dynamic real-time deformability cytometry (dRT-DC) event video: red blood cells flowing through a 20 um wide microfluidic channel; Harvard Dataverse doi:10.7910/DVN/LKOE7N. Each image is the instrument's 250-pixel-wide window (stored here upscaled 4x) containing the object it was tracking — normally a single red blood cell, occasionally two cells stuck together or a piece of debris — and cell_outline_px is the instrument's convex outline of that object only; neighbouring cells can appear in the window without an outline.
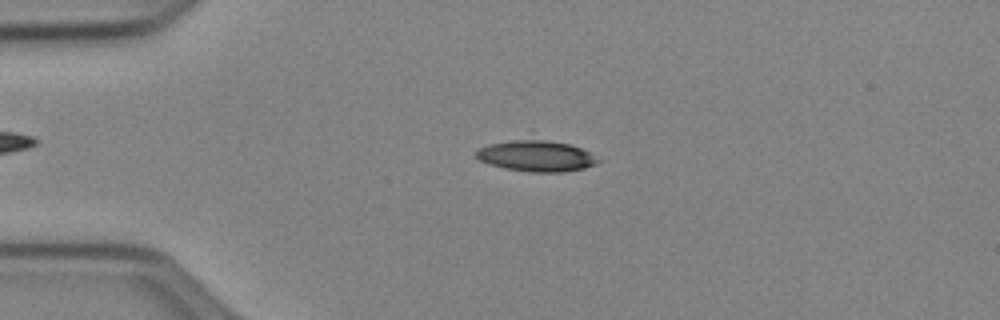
{"species": "Egyptian fruit bat (a non-hibernating species)", "species_latin": "Rousettus aegyptiacus", "temperature_condition": "cold", "stored_images_in_passage": 52, "camera_frame_rate_fps": 3000, "um_per_image_px": 0.085, "animal": {"sex": "female"}, "frame": {"image": 1, "passage_image": 13, "time_ms": 4.0, "image_size_px": [1000, 320], "cell_outline_px": [[600, 160], [596, 164], [584, 168], [564, 172], [532, 172], [504, 168], [480, 160], [476, 156], [476, 152], [480, 148], [492, 144], [512, 140], [544, 140], [572, 144], [588, 152]], "centroid_in_image_um": [45.62, 13.27], "position_along_channel_um": 39.4, "area_um2": 21.56}}
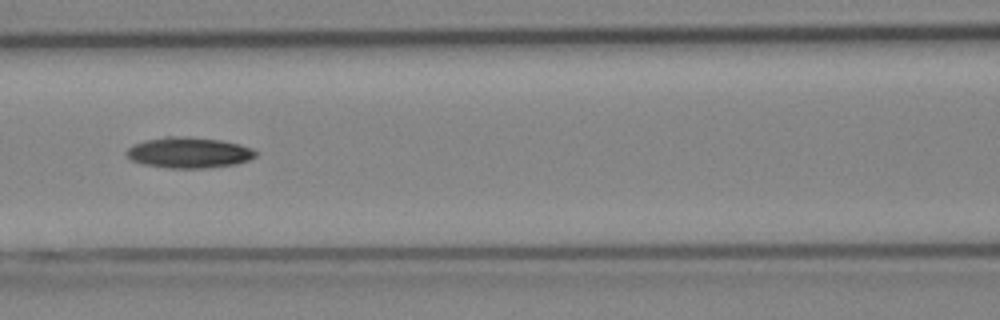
{"frame": {"image": 2, "passage_image": 24, "time_ms": 7.667, "image_size_px": [1000, 320], "cell_outline_px": [[256, 156], [248, 160], [236, 164], [204, 168], [168, 168], [144, 164], [132, 160], [124, 152], [132, 144], [144, 140], [164, 136], [188, 136], [220, 140], [240, 144], [252, 148], [256, 152]], "centroid_in_image_um": [16.03, 12.96], "position_along_channel_um": 150.6, "area_um2": 23.29}}
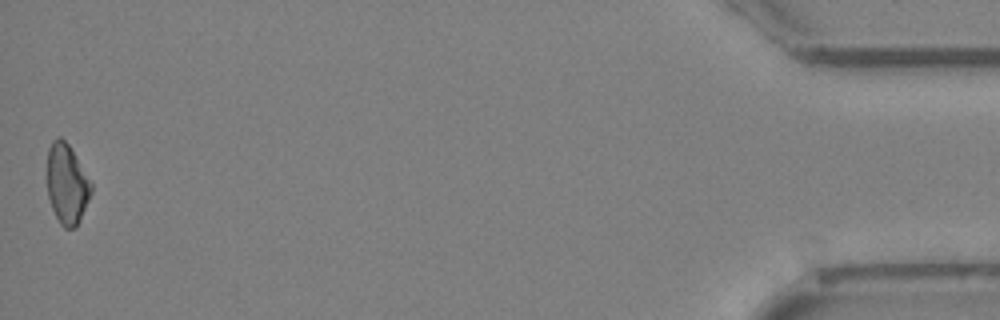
{"frame": {"image": 3, "passage_image": 52, "time_ms": 17.0, "image_size_px": [1000, 320], "cell_outline_px": [[92, 192], [80, 220], [76, 228], [64, 228], [60, 224], [52, 208], [48, 196], [48, 148], [52, 140], [56, 136], [60, 136], [68, 144], [92, 184]], "centroid_in_image_um": [5.68, 15.65], "position_along_channel_um": 429.5, "area_um2": 20.35}, "authors_computed_cell_mechanics": {"area_um2": 21.3282, "velocity_mm_per_s": 3.9831, "shape_relaxation_time_tau1_ms": 9.7449, "shape_relaxation_time_tau2_ms": null, "deformation_change_tau1": 0.1723, "deformation_change_tau2": null}}